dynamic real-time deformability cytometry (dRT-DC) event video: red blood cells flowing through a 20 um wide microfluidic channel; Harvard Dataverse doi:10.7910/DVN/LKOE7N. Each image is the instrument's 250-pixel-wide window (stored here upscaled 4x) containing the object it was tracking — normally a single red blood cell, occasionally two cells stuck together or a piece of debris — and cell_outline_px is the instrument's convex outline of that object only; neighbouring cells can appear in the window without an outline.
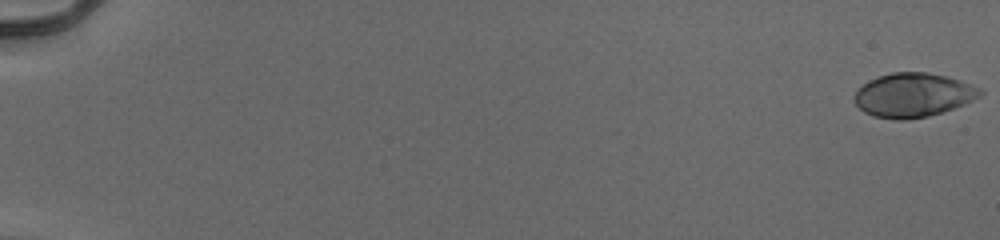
{"species": "human", "species_latin": "Homo sapiens", "temperature_condition": "cold", "stored_images_in_passage": 55, "camera_frame_rate_fps": 3000, "um_per_image_px": 0.085, "donor": {"sex": "male"}, "frame": {"image": 1, "passage_image": 1, "time_ms": 0.0, "image_size_px": [1000, 240], "cell_outline_px": [[984, 92], [980, 96], [964, 104], [928, 116], [908, 120], [896, 120], [872, 116], [864, 112], [856, 104], [856, 92], [868, 80], [892, 72], [928, 72], [948, 76], [960, 80], [980, 88]], "centroid_in_image_um": [77.63, 8.08], "position_along_channel_um": 7.4, "area_um2": 32.08}}
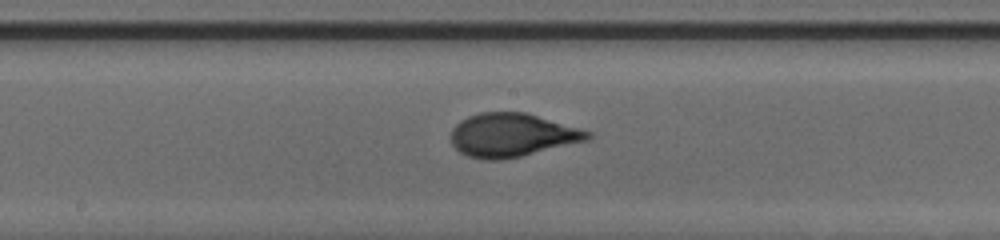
{"frame": {"image": 2, "passage_image": 32, "time_ms": 10.333, "image_size_px": [1000, 240], "cell_outline_px": [[592, 136], [588, 140], [520, 156], [500, 160], [484, 160], [468, 156], [460, 152], [452, 144], [452, 128], [460, 120], [468, 116], [480, 112], [524, 112], [592, 132]], "centroid_in_image_um": [43.49, 11.48], "position_along_channel_um": 204.7, "area_um2": 34.33}}
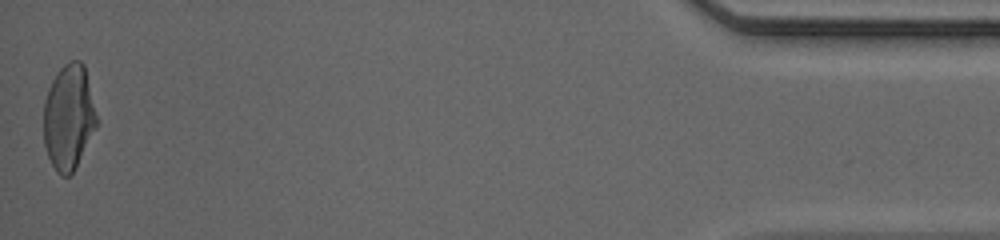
{"frame": {"image": 3, "passage_image": 55, "time_ms": 18.0, "image_size_px": [1000, 240], "cell_outline_px": [[96, 128], [76, 168], [68, 176], [60, 176], [56, 172], [48, 156], [44, 144], [44, 100], [48, 88], [52, 80], [60, 68], [68, 60], [80, 60], [84, 64], [96, 116]], "centroid_in_image_um": [5.82, 9.97], "position_along_channel_um": 429.4, "area_um2": 32.43}, "authors_computed_cell_mechanics": {"area_um2": 32.7726, "velocity_mm_per_s": 3.9588, "shape_relaxation_time_tau1_ms": 4.5242, "shape_relaxation_time_tau2_ms": null, "deformation_change_tau1": 0.2032, "deformation_change_tau2": null}}